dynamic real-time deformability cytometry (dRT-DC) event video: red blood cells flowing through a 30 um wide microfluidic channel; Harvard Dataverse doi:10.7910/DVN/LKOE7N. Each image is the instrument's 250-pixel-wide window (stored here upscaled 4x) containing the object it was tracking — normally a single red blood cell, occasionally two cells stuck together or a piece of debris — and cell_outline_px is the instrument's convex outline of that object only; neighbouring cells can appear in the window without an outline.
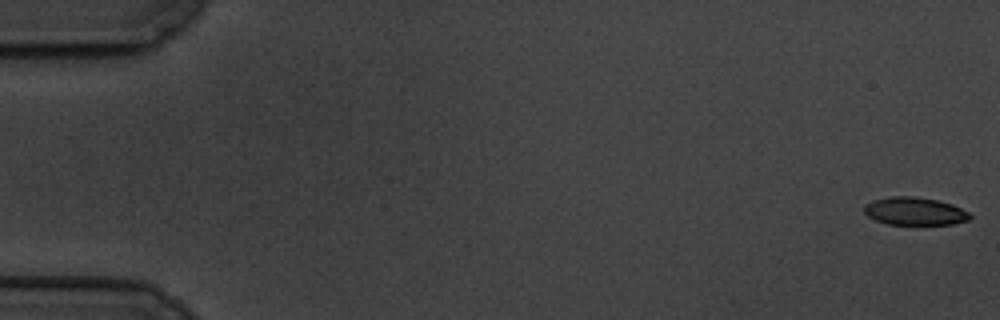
{"species": "common noctule bat (a hibernating species)", "species_latin": "Nyctalus noctula", "temperature_condition": "cold", "stored_images_in_passage": 5, "camera_frame_rate_fps": 3000, "um_per_image_px": 0.085, "animal": {"sex": "male", "body_mass_g": 19.5, "forearm_length_mm": 54.6}, "frame": {"image": 1, "passage_image": 1, "time_ms": 0.0, "image_size_px": [1000, 320], "cell_outline_px": [[972, 216], [968, 220], [952, 224], [888, 224], [876, 220], [868, 216], [864, 212], [864, 204], [872, 200], [892, 196], [912, 196], [936, 200], [952, 204], [968, 212]], "centroid_in_image_um": [77.72, 17.95], "position_along_channel_um": 7.3, "area_um2": 17.05}}
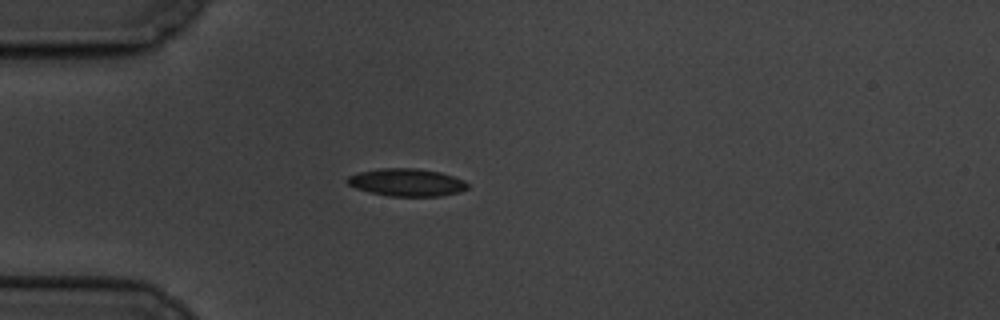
{"frame": {"image": 2, "passage_image": 5, "time_ms": 5.333, "image_size_px": [1000, 320], "cell_outline_px": [[468, 188], [460, 192], [440, 196], [388, 196], [356, 188], [348, 184], [344, 180], [348, 176], [356, 172], [380, 168], [416, 168], [440, 172], [464, 180], [468, 184]], "centroid_in_image_um": [34.55, 15.49], "position_along_channel_um": 50.5, "area_um2": 19.42}}